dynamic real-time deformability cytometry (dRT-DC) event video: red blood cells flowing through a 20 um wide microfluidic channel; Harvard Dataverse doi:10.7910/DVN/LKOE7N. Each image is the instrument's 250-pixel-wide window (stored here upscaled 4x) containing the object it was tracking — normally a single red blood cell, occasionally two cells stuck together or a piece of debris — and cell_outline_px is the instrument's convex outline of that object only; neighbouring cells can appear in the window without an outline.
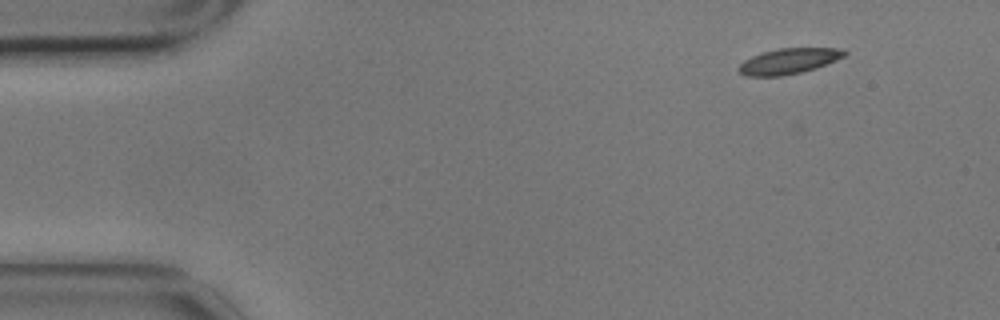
{"species": "common noctule bat (a hibernating species)", "species_latin": "Nyctalus noctula", "temperature_condition": "cold", "stored_images_in_passage": 8, "camera_frame_rate_fps": 3000, "um_per_image_px": 0.085, "animal": {"sex": "male", "body_mass_g": 17.9}, "frame": {"image": 1, "passage_image": 1, "time_ms": 0.0, "image_size_px": [1000, 320], "cell_outline_px": [[848, 52], [844, 56], [836, 60], [816, 68], [800, 72], [780, 76], [744, 76], [736, 68], [744, 60], [752, 56], [776, 48], [836, 48]], "centroid_in_image_um": [67.01, 5.2], "position_along_channel_um": 18.0, "area_um2": 15.66}}